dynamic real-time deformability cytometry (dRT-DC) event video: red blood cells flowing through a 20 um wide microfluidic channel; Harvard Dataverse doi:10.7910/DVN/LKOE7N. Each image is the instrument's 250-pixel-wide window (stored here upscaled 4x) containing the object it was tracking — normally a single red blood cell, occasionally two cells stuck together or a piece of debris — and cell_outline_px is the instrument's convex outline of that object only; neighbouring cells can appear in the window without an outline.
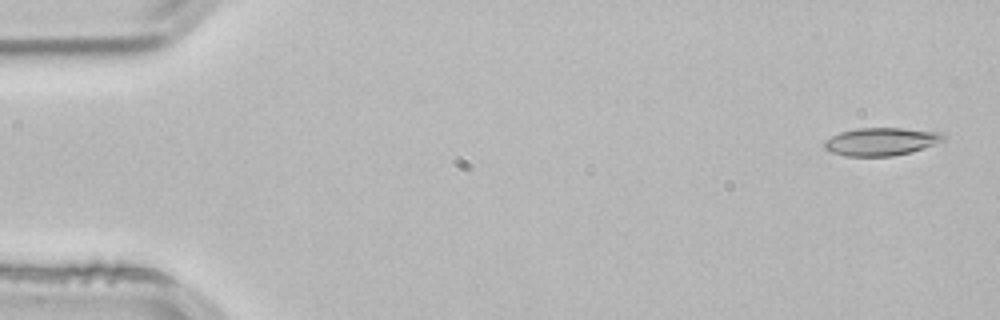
{"species": "common noctule bat (a hibernating species)", "species_latin": "Nyctalus noctula", "temperature_condition": "room temperature", "stored_images_in_passage": 53, "camera_frame_rate_fps": 3000, "um_per_image_px": 0.085, "animal": {"sex": "male", "body_mass_g": 21.5, "forearm_length_mm": 52.0}, "frame": {"image": 1, "passage_image": 2, "time_ms": 0.333, "image_size_px": [1000, 320], "cell_outline_px": [[948, 136], [944, 140], [924, 148], [912, 152], [892, 156], [844, 156], [832, 152], [824, 148], [824, 140], [840, 132], [856, 128], [904, 128], [940, 132]], "centroid_in_image_um": [74.91, 12.03], "position_along_channel_um": 10.1, "area_um2": 19.48}}
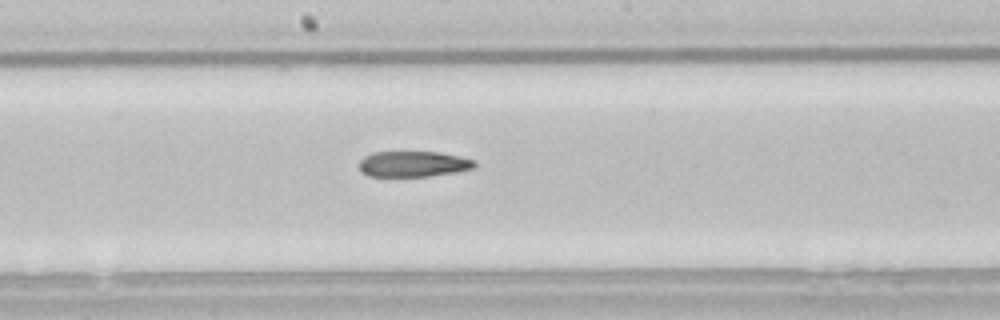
{"frame": {"image": 2, "passage_image": 28, "time_ms": 9.0, "image_size_px": [1000, 320], "cell_outline_px": [[476, 164], [472, 168], [456, 172], [428, 176], [368, 176], [360, 172], [360, 160], [364, 156], [372, 152], [440, 152], [460, 156], [476, 160]], "centroid_in_image_um": [35.12, 13.93], "position_along_channel_um": 213.1, "area_um2": 17.34}}
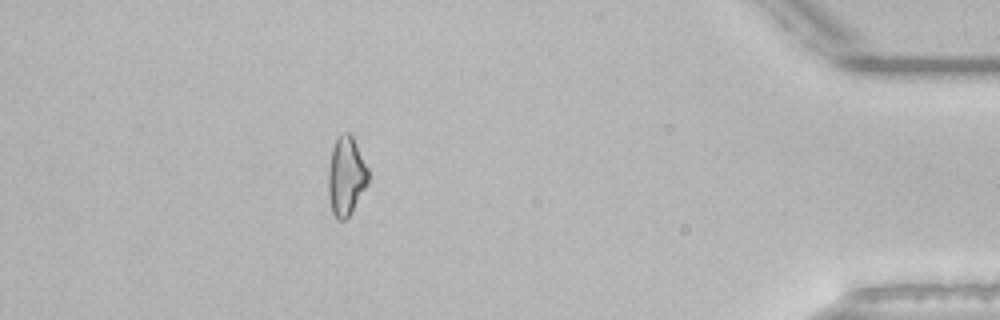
{"frame": {"image": 3, "passage_image": 47, "time_ms": 15.333, "image_size_px": [1000, 320], "cell_outline_px": [[368, 184], [352, 212], [344, 220], [336, 220], [332, 212], [328, 192], [328, 168], [332, 148], [336, 136], [344, 132], [348, 132], [352, 136], [368, 168]], "centroid_in_image_um": [29.41, 14.97], "position_along_channel_um": 405.8, "area_um2": 18.5}}